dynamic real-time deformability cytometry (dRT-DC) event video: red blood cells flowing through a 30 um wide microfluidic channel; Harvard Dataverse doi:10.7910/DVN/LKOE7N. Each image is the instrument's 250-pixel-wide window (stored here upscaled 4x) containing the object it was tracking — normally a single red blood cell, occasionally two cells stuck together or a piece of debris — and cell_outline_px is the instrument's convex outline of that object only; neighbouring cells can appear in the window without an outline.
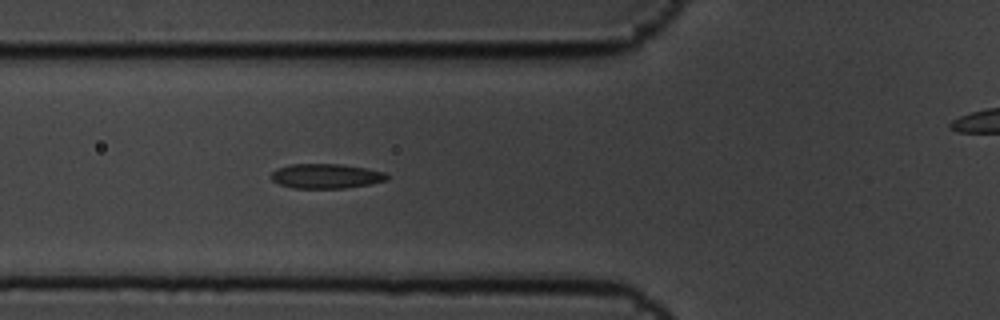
{"species": "common noctule bat (a hibernating species)", "species_latin": "Nyctalus noctula", "temperature_condition": "cold", "stored_images_in_passage": 6, "segment_of_instrument_passage": [1, 2], "camera_frame_rate_fps": 3000, "um_per_image_px": 0.085, "animal": {"sex": "male", "body_mass_g": 19.5, "forearm_length_mm": 54.6}, "frame": {"image": 1, "passage_image": 5, "time_ms": 1.333, "image_size_px": [1000, 320], "cell_outline_px": [[388, 180], [368, 184], [344, 188], [292, 188], [280, 184], [272, 180], [272, 172], [276, 168], [288, 164], [340, 164], [368, 168], [384, 172], [388, 176]], "centroid_in_image_um": [27.7, 14.96], "position_along_channel_um": 98.1, "area_um2": 16.65}}